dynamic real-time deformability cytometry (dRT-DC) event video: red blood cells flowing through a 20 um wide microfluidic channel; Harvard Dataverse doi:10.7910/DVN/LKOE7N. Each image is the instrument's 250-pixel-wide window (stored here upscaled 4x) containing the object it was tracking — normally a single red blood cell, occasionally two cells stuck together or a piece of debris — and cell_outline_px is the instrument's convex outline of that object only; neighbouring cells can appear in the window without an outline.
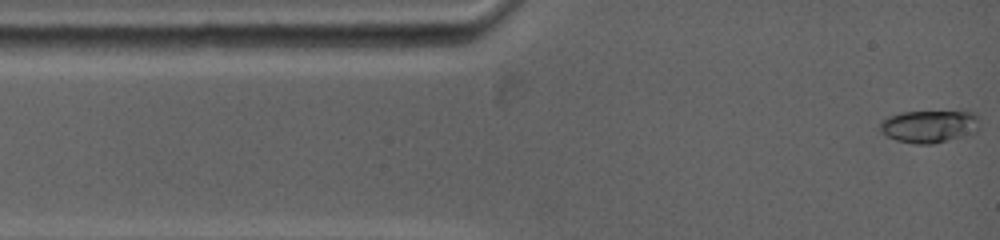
{"species": "common noctule bat (a hibernating species)", "species_latin": "Nyctalus noctula", "temperature_condition": "warm", "stored_images_in_passage": 4, "camera_frame_rate_fps": 5000, "um_per_image_px": 0.085, "animal": {"sex": "female", "body_mass_g": 19.0, "forearm_length_mm": 53.3}, "frame": {"image": 1, "passage_image": 1, "time_ms": 0.0, "image_size_px": [1000, 240], "cell_outline_px": [[976, 132], [968, 136], [932, 144], [916, 144], [896, 140], [880, 132], [880, 120], [888, 116], [900, 112], [976, 112]], "centroid_in_image_um": [78.94, 10.75], "position_along_channel_um": 6.1, "area_um2": 18.84}}
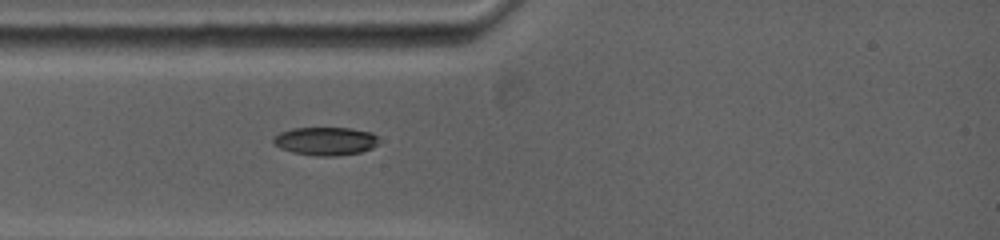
{"frame": {"image": 2, "passage_image": 4, "time_ms": 2.6, "image_size_px": [1000, 240], "cell_outline_px": [[380, 144], [372, 148], [360, 152], [336, 156], [316, 156], [292, 152], [280, 148], [272, 144], [272, 136], [280, 132], [292, 128], [352, 128], [372, 132], [380, 140]], "centroid_in_image_um": [27.66, 11.99], "position_along_channel_um": 57.3, "area_um2": 17.69}}